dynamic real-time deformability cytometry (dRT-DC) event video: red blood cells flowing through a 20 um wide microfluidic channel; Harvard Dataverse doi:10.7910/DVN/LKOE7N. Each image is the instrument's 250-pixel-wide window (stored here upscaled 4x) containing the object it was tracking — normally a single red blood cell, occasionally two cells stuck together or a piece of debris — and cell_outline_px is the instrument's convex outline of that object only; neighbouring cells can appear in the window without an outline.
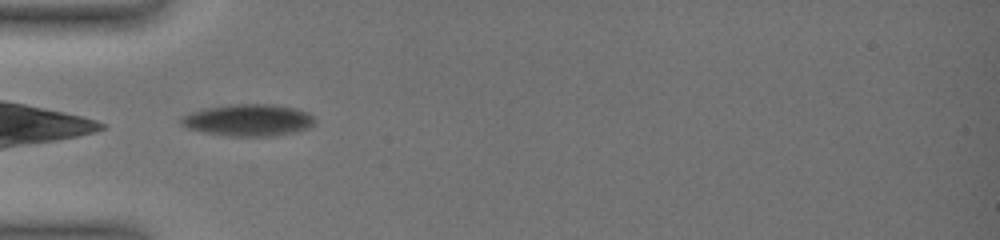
{"species": "common noctule bat (a hibernating species)", "species_latin": "Nyctalus noctula", "temperature_condition": "warm", "stored_images_in_passage": 16, "camera_frame_rate_fps": 3000, "um_per_image_px": 0.085, "animal": {"sex": "female", "body_mass_g": 19.0, "forearm_length_mm": 51.5}, "frame": {"image": 1, "passage_image": 1, "time_ms": 0.0, "image_size_px": [1000, 240], "cell_outline_px": [[312, 124], [308, 128], [296, 132], [276, 136], [232, 136], [204, 132], [188, 128], [180, 124], [180, 116], [204, 108], [232, 104], [276, 104], [308, 112], [312, 116]], "centroid_in_image_um": [21.08, 10.21], "position_along_channel_um": 63.9, "area_um2": 24.74}}
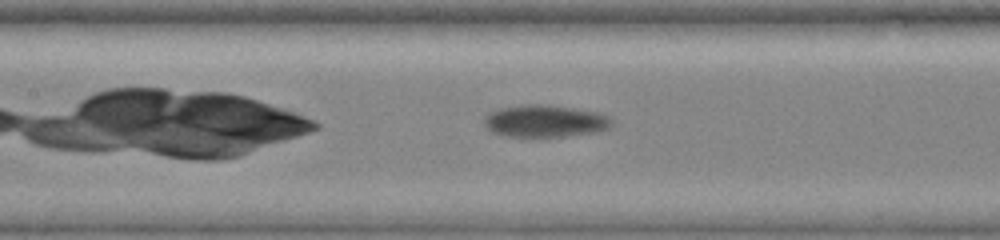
{"frame": {"image": 2, "passage_image": 9, "time_ms": 2.667, "image_size_px": [1000, 240], "cell_outline_px": [[612, 124], [608, 128], [596, 132], [568, 136], [504, 136], [492, 132], [484, 124], [484, 116], [488, 112], [500, 108], [520, 104], [548, 104], [600, 112], [608, 116], [612, 120]], "centroid_in_image_um": [46.31, 10.27], "position_along_channel_um": 161.1, "area_um2": 24.16}}
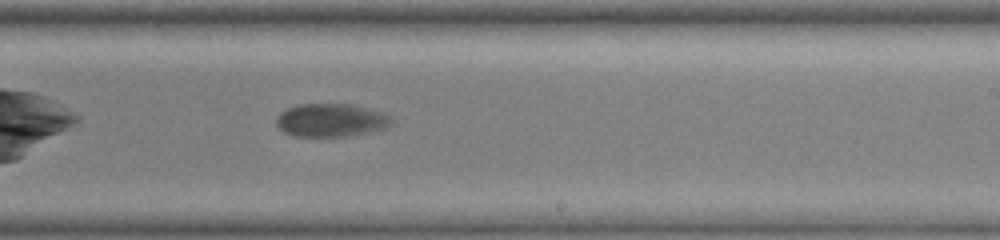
{"frame": {"image": 3, "passage_image": 16, "time_ms": 5.333, "image_size_px": [1000, 240], "cell_outline_px": [[396, 120], [388, 128], [348, 136], [292, 136], [284, 132], [276, 124], [276, 116], [280, 112], [288, 108], [300, 104], [352, 104], [384, 112]], "centroid_in_image_um": [28.18, 10.21], "position_along_channel_um": 260.8, "area_um2": 22.54}}